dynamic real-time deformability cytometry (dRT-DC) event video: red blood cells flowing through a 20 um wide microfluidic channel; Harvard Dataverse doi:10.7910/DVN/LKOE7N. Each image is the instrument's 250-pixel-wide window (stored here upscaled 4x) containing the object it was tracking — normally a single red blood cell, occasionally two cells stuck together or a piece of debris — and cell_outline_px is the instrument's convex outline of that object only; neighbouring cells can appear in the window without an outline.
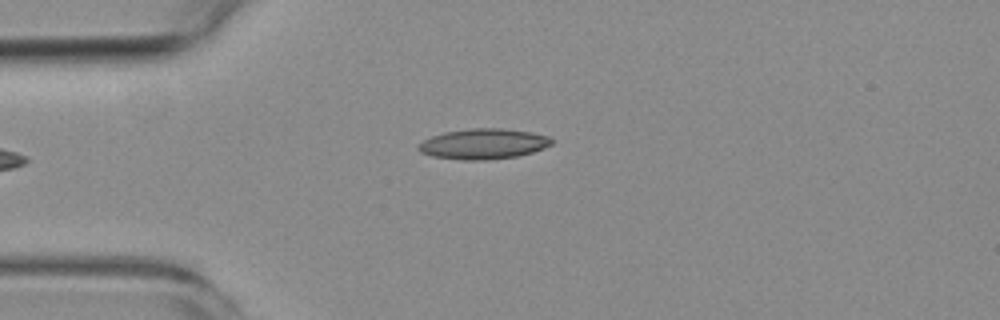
{"species": "common noctule bat (a hibernating species)", "species_latin": "Nyctalus noctula", "temperature_condition": "room temperature", "stored_images_in_passage": 4, "camera_frame_rate_fps": 3000, "um_per_image_px": 0.085, "animal": {"sex": "female", "body_mass_g": 19.3, "forearm_length_mm": 54.1}, "frame": {"image": 1, "passage_image": 4, "time_ms": 3.333, "image_size_px": [1000, 320], "cell_outline_px": [[552, 144], [544, 148], [532, 152], [516, 156], [488, 160], [460, 160], [432, 156], [420, 152], [416, 148], [416, 144], [432, 136], [444, 132], [472, 128], [500, 128], [532, 132], [548, 136], [552, 140]], "centroid_in_image_um": [41.05, 12.23], "position_along_channel_um": 43.9, "area_um2": 23.7}}